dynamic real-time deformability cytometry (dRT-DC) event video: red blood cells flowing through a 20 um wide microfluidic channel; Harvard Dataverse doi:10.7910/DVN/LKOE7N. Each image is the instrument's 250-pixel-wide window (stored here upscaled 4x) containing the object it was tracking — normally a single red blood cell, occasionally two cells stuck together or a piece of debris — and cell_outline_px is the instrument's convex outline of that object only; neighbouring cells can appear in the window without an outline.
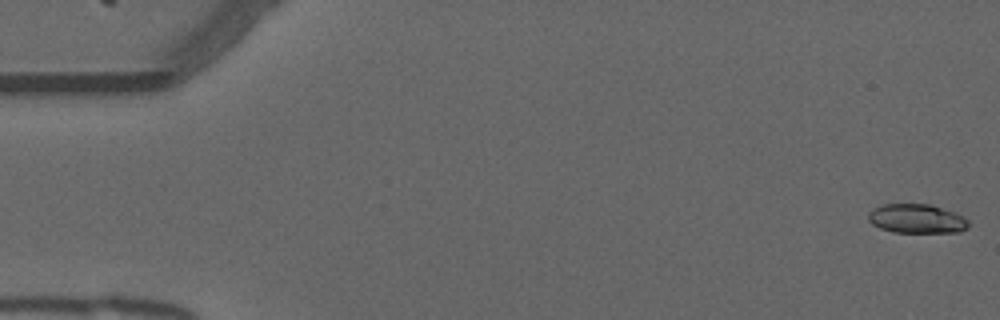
{"species": "common noctule bat (a hibernating species)", "species_latin": "Nyctalus noctula", "temperature_condition": "warm", "stored_images_in_passage": 54, "camera_frame_rate_fps": 3000, "um_per_image_px": 0.085, "animal": {"sex": "male", "forearm_length_mm": 52.5}, "frame": {"image": 1, "passage_image": 1, "time_ms": 0.0, "image_size_px": [1000, 320], "cell_outline_px": [[968, 228], [960, 232], [892, 232], [880, 228], [872, 224], [868, 220], [868, 212], [880, 204], [928, 204], [956, 212], [964, 216], [968, 220]], "centroid_in_image_um": [77.92, 18.58], "position_along_channel_um": 7.1, "area_um2": 17.17}}
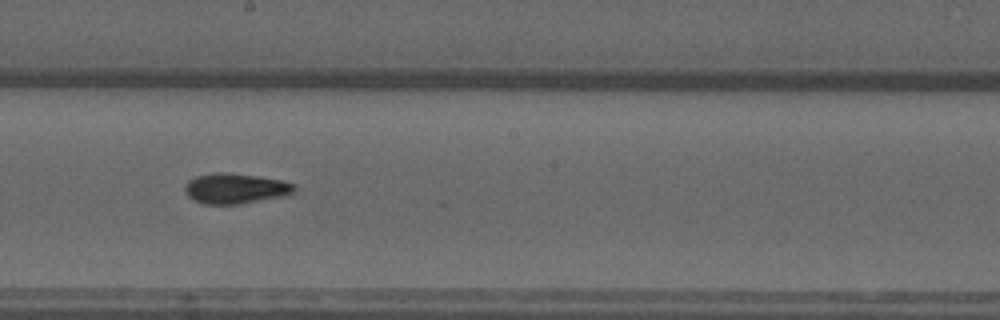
{"frame": {"image": 2, "passage_image": 30, "time_ms": 9.667, "image_size_px": [1000, 320], "cell_outline_px": [[296, 192], [284, 196], [240, 204], [204, 204], [192, 200], [184, 192], [184, 184], [188, 180], [196, 176], [212, 172], [224, 172], [260, 176], [280, 180], [296, 184]], "centroid_in_image_um": [19.99, 16.01], "position_along_channel_um": 228.2, "area_um2": 19.71}}
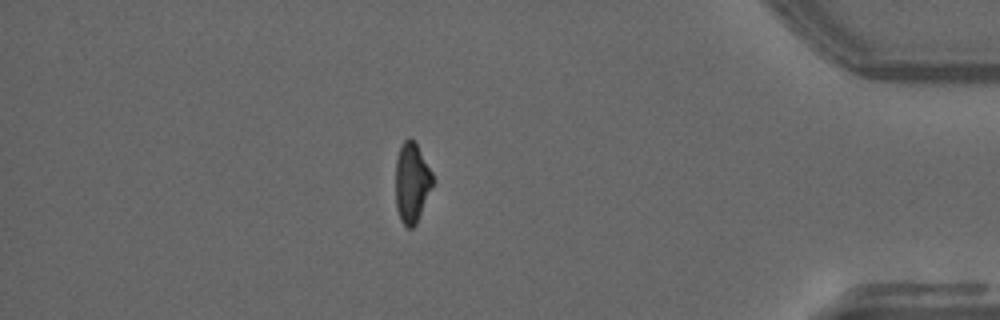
{"frame": {"image": 3, "passage_image": 47, "time_ms": 15.333, "image_size_px": [1000, 320], "cell_outline_px": [[432, 184], [416, 224], [412, 228], [408, 228], [400, 220], [396, 208], [396, 160], [400, 148], [404, 140], [408, 136], [416, 144], [432, 172]], "centroid_in_image_um": [34.98, 15.53], "position_along_channel_um": 400.2, "area_um2": 16.88}, "authors_computed_cell_mechanics": {"area_um2": 18.1492, "velocity_mm_per_s": 3.7699, "shape_relaxation_time_tau1_ms": 7.4583, "shape_relaxation_time_tau2_ms": 3.3057, "deformation_change_tau1": 0.2149, "deformation_change_tau2": 0.1026}}